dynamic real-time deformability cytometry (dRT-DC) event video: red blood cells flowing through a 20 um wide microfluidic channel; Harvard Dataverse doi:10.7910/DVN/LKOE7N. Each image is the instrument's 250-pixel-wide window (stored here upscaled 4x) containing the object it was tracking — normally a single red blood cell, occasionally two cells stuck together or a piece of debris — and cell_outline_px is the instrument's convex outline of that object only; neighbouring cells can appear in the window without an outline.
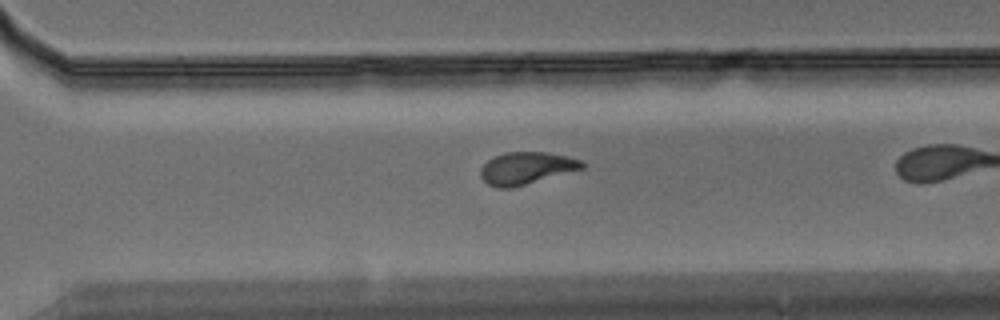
{"species": "Egyptian fruit bat (a non-hibernating species)", "species_latin": "Rousettus aegyptiacus", "temperature_condition": "warm", "stored_images_in_passage": 28, "camera_frame_rate_fps": 3000, "um_per_image_px": 0.085, "animal": {"sex": "male"}, "frame": {"image": 1, "passage_image": 24, "time_ms": 7.667, "image_size_px": [1000, 320], "cell_outline_px": [[588, 164], [584, 168], [512, 188], [496, 188], [488, 184], [480, 176], [480, 168], [488, 160], [504, 152], [548, 152], [568, 156], [584, 160]], "centroid_in_image_um": [44.78, 14.28], "position_along_channel_um": 325.8, "area_um2": 19.25}}